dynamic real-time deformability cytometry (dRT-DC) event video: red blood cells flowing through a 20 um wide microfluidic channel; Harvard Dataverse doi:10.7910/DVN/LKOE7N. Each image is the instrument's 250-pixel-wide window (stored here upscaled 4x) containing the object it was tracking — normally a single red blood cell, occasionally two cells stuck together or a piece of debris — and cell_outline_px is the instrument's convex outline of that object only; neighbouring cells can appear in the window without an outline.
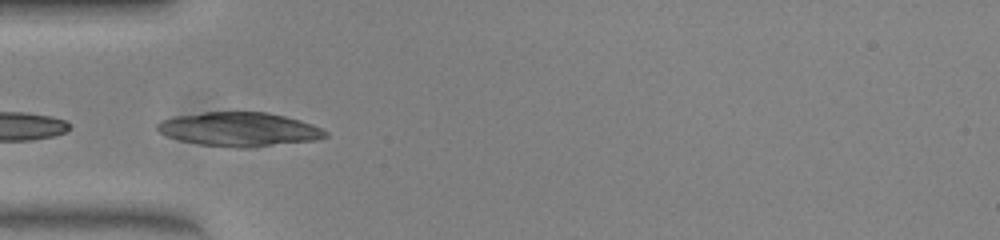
{"species": "common noctule bat (a hibernating species)", "species_latin": "Nyctalus noctula", "temperature_condition": "warm", "stored_images_in_passage": 47, "camera_frame_rate_fps": 3000, "um_per_image_px": 0.085, "animal": {"sex": "female", "body_mass_g": 23.0, "forearm_length_mm": 53.4}, "frame": {"image": 1, "passage_image": 13, "time_ms": 4.0, "image_size_px": [1000, 240], "cell_outline_px": [[328, 136], [316, 140], [252, 148], [236, 148], [200, 144], [180, 140], [168, 136], [160, 132], [156, 128], [156, 124], [160, 120], [176, 116], [204, 112], [264, 112], [284, 116], [300, 120], [320, 128], [328, 132]], "centroid_in_image_um": [20.34, 11.0], "position_along_channel_um": 64.7, "area_um2": 33.29}, "authors_computed_cell_mechanics": {"area_um2": 18.496, "velocity_mm_per_s": 4.0281, "shape_relaxation_time_tau1_ms": 3.7344, "shape_relaxation_time_tau2_ms": null, "deformation_change_tau1": 0.1098, "deformation_change_tau2": null}}